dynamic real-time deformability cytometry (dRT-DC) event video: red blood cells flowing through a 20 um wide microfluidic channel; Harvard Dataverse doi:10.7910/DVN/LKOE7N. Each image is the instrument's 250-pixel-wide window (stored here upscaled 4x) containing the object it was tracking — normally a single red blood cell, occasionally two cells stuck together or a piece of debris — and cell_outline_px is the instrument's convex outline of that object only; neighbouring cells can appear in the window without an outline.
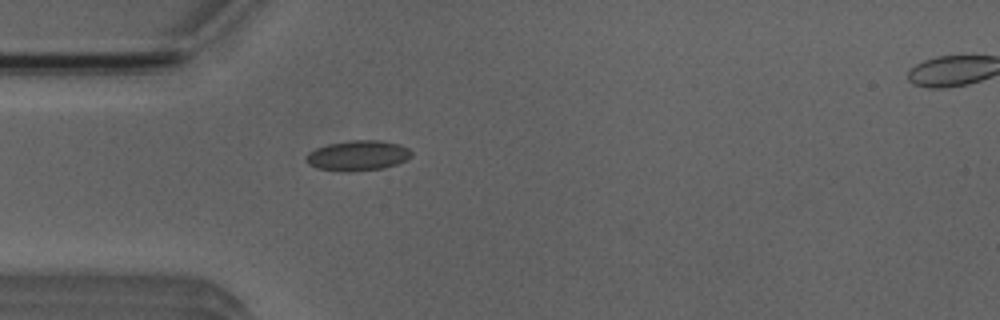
{"species": "Egyptian fruit bat (a non-hibernating species)", "species_latin": "Rousettus aegyptiacus", "temperature_condition": "room temperature", "stored_images_in_passage": 4, "camera_frame_rate_fps": 3000, "um_per_image_px": 0.085, "animal": {"sex": "male"}, "frame": {"image": 1, "passage_image": 3, "time_ms": 2.667, "image_size_px": [1000, 320], "cell_outline_px": [[412, 156], [396, 164], [384, 168], [348, 172], [316, 168], [308, 164], [304, 160], [304, 156], [308, 152], [316, 148], [328, 144], [348, 140], [380, 140], [400, 144], [408, 148], [412, 152]], "centroid_in_image_um": [30.38, 13.22], "position_along_channel_um": 54.6, "area_um2": 18.73}}